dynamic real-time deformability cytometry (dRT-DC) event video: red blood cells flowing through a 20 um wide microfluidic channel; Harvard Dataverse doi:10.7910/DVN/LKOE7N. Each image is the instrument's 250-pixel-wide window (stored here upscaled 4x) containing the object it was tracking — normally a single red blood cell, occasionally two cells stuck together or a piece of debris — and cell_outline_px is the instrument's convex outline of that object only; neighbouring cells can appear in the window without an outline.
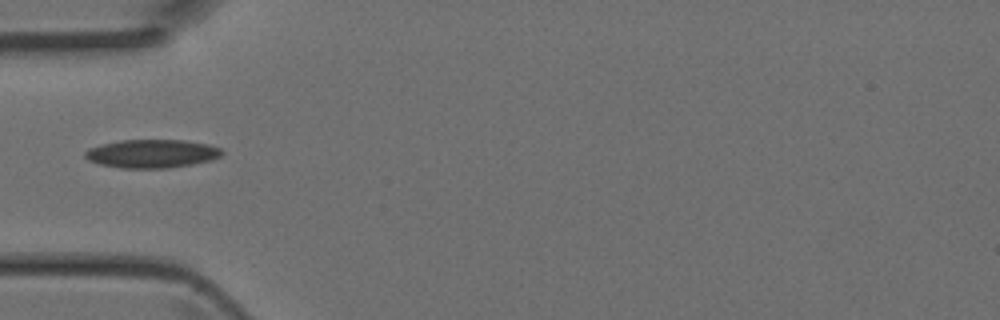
{"species": "Egyptian fruit bat (a non-hibernating species)", "species_latin": "Rousettus aegyptiacus", "temperature_condition": "room temperature", "stored_images_in_passage": 1, "camera_frame_rate_fps": 3000, "um_per_image_px": 0.085, "animal": {"sex": "female"}, "frame": {"image": 1, "passage_image": 1, "time_ms": 0.0, "image_size_px": [1000, 320], "cell_outline_px": [[224, 152], [220, 156], [212, 160], [192, 164], [168, 168], [120, 168], [100, 164], [88, 160], [84, 156], [84, 152], [88, 148], [100, 144], [120, 140], [184, 140], [208, 144], [220, 148]], "centroid_in_image_um": [12.89, 13.06], "position_along_channel_um": 72.1, "area_um2": 22.77}}